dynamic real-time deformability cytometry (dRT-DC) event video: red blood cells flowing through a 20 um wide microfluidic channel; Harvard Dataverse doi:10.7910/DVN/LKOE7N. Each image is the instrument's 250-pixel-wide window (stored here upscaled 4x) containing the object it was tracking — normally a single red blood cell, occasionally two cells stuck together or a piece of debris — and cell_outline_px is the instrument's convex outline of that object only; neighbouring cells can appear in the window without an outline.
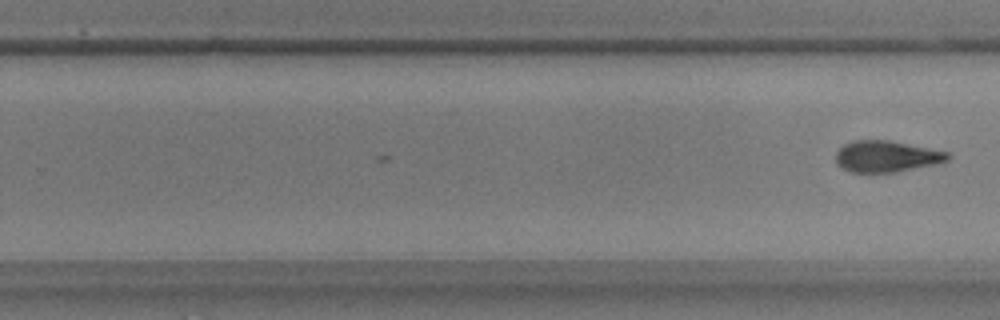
{"species": "common noctule bat (a hibernating species)", "species_latin": "Nyctalus noctula", "temperature_condition": "warm", "stored_images_in_passage": 17, "camera_frame_rate_fps": 3000, "um_per_image_px": 0.085, "animal": {"sex": "male", "body_mass_g": 17.9, "forearm_length_mm": 54.2}, "frame": {"image": 1, "passage_image": 17, "time_ms": 5.333, "image_size_px": [1000, 320], "cell_outline_px": [[952, 156], [948, 160], [936, 164], [896, 172], [852, 172], [836, 164], [836, 152], [844, 144], [852, 140], [888, 140], [948, 152]], "centroid_in_image_um": [75.35, 13.29], "position_along_channel_um": 254.5, "area_um2": 20.35}}